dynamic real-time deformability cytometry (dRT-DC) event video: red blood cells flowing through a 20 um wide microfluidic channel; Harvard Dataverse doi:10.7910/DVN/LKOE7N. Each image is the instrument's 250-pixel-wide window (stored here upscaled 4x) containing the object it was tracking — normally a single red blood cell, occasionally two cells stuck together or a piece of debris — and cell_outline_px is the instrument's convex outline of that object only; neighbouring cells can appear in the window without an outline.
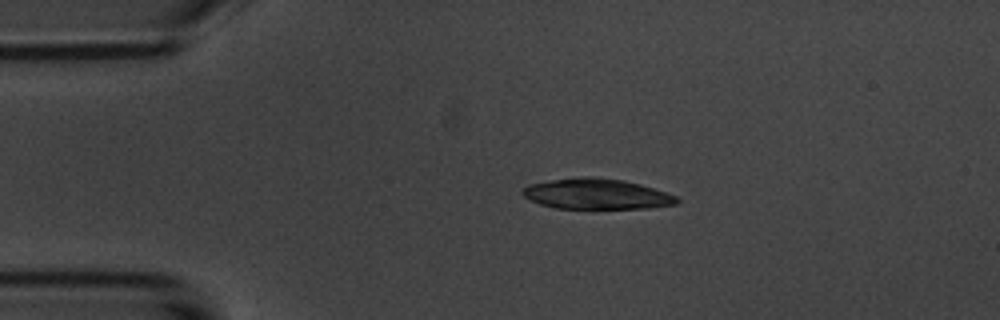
{"species": "common noctule bat (a hibernating species)", "species_latin": "Nyctalus noctula", "temperature_condition": "room temperature", "stored_images_in_passage": 44, "camera_frame_rate_fps": 3000, "um_per_image_px": 0.085, "animal": {"sex": "male", "body_mass_g": 20.1, "forearm_length_mm": 53.5}, "frame": {"image": 1, "passage_image": 1, "time_ms": 0.0, "image_size_px": [1000, 320], "cell_outline_px": [[680, 200], [676, 204], [648, 208], [556, 208], [540, 204], [524, 196], [520, 192], [528, 184], [552, 180], [580, 176], [592, 176], [624, 180], [640, 184], [676, 196]], "centroid_in_image_um": [50.69, 16.48], "position_along_channel_um": 34.3, "area_um2": 27.28}}